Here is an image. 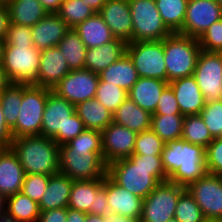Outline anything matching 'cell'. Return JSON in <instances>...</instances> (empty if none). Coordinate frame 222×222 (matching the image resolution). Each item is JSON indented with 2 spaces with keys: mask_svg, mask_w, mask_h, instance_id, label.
I'll list each match as a JSON object with an SVG mask.
<instances>
[{
  "mask_svg": "<svg viewBox=\"0 0 222 222\" xmlns=\"http://www.w3.org/2000/svg\"><path fill=\"white\" fill-rule=\"evenodd\" d=\"M107 203V175L103 178V186L96 192L94 208H90L88 214L104 216L109 213Z\"/></svg>",
  "mask_w": 222,
  "mask_h": 222,
  "instance_id": "c3c4849f",
  "label": "cell"
},
{
  "mask_svg": "<svg viewBox=\"0 0 222 222\" xmlns=\"http://www.w3.org/2000/svg\"><path fill=\"white\" fill-rule=\"evenodd\" d=\"M50 175L25 174L21 192L39 204L43 193L47 189Z\"/></svg>",
  "mask_w": 222,
  "mask_h": 222,
  "instance_id": "7bdbcfd3",
  "label": "cell"
},
{
  "mask_svg": "<svg viewBox=\"0 0 222 222\" xmlns=\"http://www.w3.org/2000/svg\"><path fill=\"white\" fill-rule=\"evenodd\" d=\"M169 85L167 81L156 78L139 77L128 91V97L142 109L154 114L163 90Z\"/></svg>",
  "mask_w": 222,
  "mask_h": 222,
  "instance_id": "cb8c5ba5",
  "label": "cell"
},
{
  "mask_svg": "<svg viewBox=\"0 0 222 222\" xmlns=\"http://www.w3.org/2000/svg\"><path fill=\"white\" fill-rule=\"evenodd\" d=\"M70 70L84 69L87 48L78 33L70 28L57 44Z\"/></svg>",
  "mask_w": 222,
  "mask_h": 222,
  "instance_id": "1f68e13d",
  "label": "cell"
},
{
  "mask_svg": "<svg viewBox=\"0 0 222 222\" xmlns=\"http://www.w3.org/2000/svg\"><path fill=\"white\" fill-rule=\"evenodd\" d=\"M183 116L198 115L205 106L203 94L193 76L169 82Z\"/></svg>",
  "mask_w": 222,
  "mask_h": 222,
  "instance_id": "7402d4cb",
  "label": "cell"
},
{
  "mask_svg": "<svg viewBox=\"0 0 222 222\" xmlns=\"http://www.w3.org/2000/svg\"><path fill=\"white\" fill-rule=\"evenodd\" d=\"M10 23L34 26L48 13L38 0H7Z\"/></svg>",
  "mask_w": 222,
  "mask_h": 222,
  "instance_id": "f1b7e54d",
  "label": "cell"
},
{
  "mask_svg": "<svg viewBox=\"0 0 222 222\" xmlns=\"http://www.w3.org/2000/svg\"><path fill=\"white\" fill-rule=\"evenodd\" d=\"M73 29L78 33L87 49L102 46L115 39L99 13H95Z\"/></svg>",
  "mask_w": 222,
  "mask_h": 222,
  "instance_id": "4316f807",
  "label": "cell"
},
{
  "mask_svg": "<svg viewBox=\"0 0 222 222\" xmlns=\"http://www.w3.org/2000/svg\"><path fill=\"white\" fill-rule=\"evenodd\" d=\"M70 71L66 59L57 46L42 50L40 52L37 86L52 89Z\"/></svg>",
  "mask_w": 222,
  "mask_h": 222,
  "instance_id": "ac0fdd59",
  "label": "cell"
},
{
  "mask_svg": "<svg viewBox=\"0 0 222 222\" xmlns=\"http://www.w3.org/2000/svg\"><path fill=\"white\" fill-rule=\"evenodd\" d=\"M96 12L82 0H63L57 14L69 28L76 27Z\"/></svg>",
  "mask_w": 222,
  "mask_h": 222,
  "instance_id": "74e56055",
  "label": "cell"
},
{
  "mask_svg": "<svg viewBox=\"0 0 222 222\" xmlns=\"http://www.w3.org/2000/svg\"><path fill=\"white\" fill-rule=\"evenodd\" d=\"M6 213V197L0 194V216Z\"/></svg>",
  "mask_w": 222,
  "mask_h": 222,
  "instance_id": "91938a15",
  "label": "cell"
},
{
  "mask_svg": "<svg viewBox=\"0 0 222 222\" xmlns=\"http://www.w3.org/2000/svg\"><path fill=\"white\" fill-rule=\"evenodd\" d=\"M87 3V6H90L92 10L96 13H99L102 6L106 3L107 0H82Z\"/></svg>",
  "mask_w": 222,
  "mask_h": 222,
  "instance_id": "9f6ffc18",
  "label": "cell"
},
{
  "mask_svg": "<svg viewBox=\"0 0 222 222\" xmlns=\"http://www.w3.org/2000/svg\"><path fill=\"white\" fill-rule=\"evenodd\" d=\"M107 222H141L140 218H129L115 213H107Z\"/></svg>",
  "mask_w": 222,
  "mask_h": 222,
  "instance_id": "11a10c76",
  "label": "cell"
},
{
  "mask_svg": "<svg viewBox=\"0 0 222 222\" xmlns=\"http://www.w3.org/2000/svg\"><path fill=\"white\" fill-rule=\"evenodd\" d=\"M144 199L116 184L107 175V203L111 213L141 218Z\"/></svg>",
  "mask_w": 222,
  "mask_h": 222,
  "instance_id": "ffe728a7",
  "label": "cell"
},
{
  "mask_svg": "<svg viewBox=\"0 0 222 222\" xmlns=\"http://www.w3.org/2000/svg\"><path fill=\"white\" fill-rule=\"evenodd\" d=\"M151 116L152 114L127 97L113 113V122L138 134L151 129Z\"/></svg>",
  "mask_w": 222,
  "mask_h": 222,
  "instance_id": "484cf974",
  "label": "cell"
},
{
  "mask_svg": "<svg viewBox=\"0 0 222 222\" xmlns=\"http://www.w3.org/2000/svg\"><path fill=\"white\" fill-rule=\"evenodd\" d=\"M85 129L83 121L75 113V105L51 90L44 108L41 135L52 138L61 146Z\"/></svg>",
  "mask_w": 222,
  "mask_h": 222,
  "instance_id": "5b68a950",
  "label": "cell"
},
{
  "mask_svg": "<svg viewBox=\"0 0 222 222\" xmlns=\"http://www.w3.org/2000/svg\"><path fill=\"white\" fill-rule=\"evenodd\" d=\"M25 172L12 148L0 149V194L8 197L21 192Z\"/></svg>",
  "mask_w": 222,
  "mask_h": 222,
  "instance_id": "44dd1931",
  "label": "cell"
},
{
  "mask_svg": "<svg viewBox=\"0 0 222 222\" xmlns=\"http://www.w3.org/2000/svg\"><path fill=\"white\" fill-rule=\"evenodd\" d=\"M11 148L25 174L59 173V145L52 138L42 135L13 138Z\"/></svg>",
  "mask_w": 222,
  "mask_h": 222,
  "instance_id": "277c9868",
  "label": "cell"
},
{
  "mask_svg": "<svg viewBox=\"0 0 222 222\" xmlns=\"http://www.w3.org/2000/svg\"><path fill=\"white\" fill-rule=\"evenodd\" d=\"M0 222H21V221L16 220L6 212L4 215L0 216Z\"/></svg>",
  "mask_w": 222,
  "mask_h": 222,
  "instance_id": "94428289",
  "label": "cell"
},
{
  "mask_svg": "<svg viewBox=\"0 0 222 222\" xmlns=\"http://www.w3.org/2000/svg\"><path fill=\"white\" fill-rule=\"evenodd\" d=\"M87 213L67 207V222H86Z\"/></svg>",
  "mask_w": 222,
  "mask_h": 222,
  "instance_id": "f5cc1de1",
  "label": "cell"
},
{
  "mask_svg": "<svg viewBox=\"0 0 222 222\" xmlns=\"http://www.w3.org/2000/svg\"><path fill=\"white\" fill-rule=\"evenodd\" d=\"M133 42L161 41L172 32L164 24L155 0H128Z\"/></svg>",
  "mask_w": 222,
  "mask_h": 222,
  "instance_id": "9c48e42d",
  "label": "cell"
},
{
  "mask_svg": "<svg viewBox=\"0 0 222 222\" xmlns=\"http://www.w3.org/2000/svg\"><path fill=\"white\" fill-rule=\"evenodd\" d=\"M201 50L222 53V19L214 22L199 38Z\"/></svg>",
  "mask_w": 222,
  "mask_h": 222,
  "instance_id": "ee69618b",
  "label": "cell"
},
{
  "mask_svg": "<svg viewBox=\"0 0 222 222\" xmlns=\"http://www.w3.org/2000/svg\"><path fill=\"white\" fill-rule=\"evenodd\" d=\"M154 114H181L179 104L170 85L163 90Z\"/></svg>",
  "mask_w": 222,
  "mask_h": 222,
  "instance_id": "7dc6e473",
  "label": "cell"
},
{
  "mask_svg": "<svg viewBox=\"0 0 222 222\" xmlns=\"http://www.w3.org/2000/svg\"><path fill=\"white\" fill-rule=\"evenodd\" d=\"M10 84L2 67H0V94Z\"/></svg>",
  "mask_w": 222,
  "mask_h": 222,
  "instance_id": "680465c9",
  "label": "cell"
},
{
  "mask_svg": "<svg viewBox=\"0 0 222 222\" xmlns=\"http://www.w3.org/2000/svg\"><path fill=\"white\" fill-rule=\"evenodd\" d=\"M99 14L115 38L133 42V24L128 0H107Z\"/></svg>",
  "mask_w": 222,
  "mask_h": 222,
  "instance_id": "e0dca14e",
  "label": "cell"
},
{
  "mask_svg": "<svg viewBox=\"0 0 222 222\" xmlns=\"http://www.w3.org/2000/svg\"><path fill=\"white\" fill-rule=\"evenodd\" d=\"M201 51L198 38L172 33L163 39L167 82L193 76Z\"/></svg>",
  "mask_w": 222,
  "mask_h": 222,
  "instance_id": "8992f818",
  "label": "cell"
},
{
  "mask_svg": "<svg viewBox=\"0 0 222 222\" xmlns=\"http://www.w3.org/2000/svg\"><path fill=\"white\" fill-rule=\"evenodd\" d=\"M127 97L128 92L125 89L99 80L95 98L110 112L114 113Z\"/></svg>",
  "mask_w": 222,
  "mask_h": 222,
  "instance_id": "f35d334b",
  "label": "cell"
},
{
  "mask_svg": "<svg viewBox=\"0 0 222 222\" xmlns=\"http://www.w3.org/2000/svg\"><path fill=\"white\" fill-rule=\"evenodd\" d=\"M13 141L11 129L7 126L0 105V149L10 148Z\"/></svg>",
  "mask_w": 222,
  "mask_h": 222,
  "instance_id": "f907efd6",
  "label": "cell"
},
{
  "mask_svg": "<svg viewBox=\"0 0 222 222\" xmlns=\"http://www.w3.org/2000/svg\"><path fill=\"white\" fill-rule=\"evenodd\" d=\"M107 175L119 186L145 199L159 183L168 181L162 156L132 154L107 165Z\"/></svg>",
  "mask_w": 222,
  "mask_h": 222,
  "instance_id": "7a4b0ae2",
  "label": "cell"
},
{
  "mask_svg": "<svg viewBox=\"0 0 222 222\" xmlns=\"http://www.w3.org/2000/svg\"><path fill=\"white\" fill-rule=\"evenodd\" d=\"M182 114H152L151 129L165 142L181 138L183 121Z\"/></svg>",
  "mask_w": 222,
  "mask_h": 222,
  "instance_id": "e575fe53",
  "label": "cell"
},
{
  "mask_svg": "<svg viewBox=\"0 0 222 222\" xmlns=\"http://www.w3.org/2000/svg\"><path fill=\"white\" fill-rule=\"evenodd\" d=\"M73 180L60 172L49 176L46 191L39 202L40 211L68 207Z\"/></svg>",
  "mask_w": 222,
  "mask_h": 222,
  "instance_id": "d4e9b609",
  "label": "cell"
},
{
  "mask_svg": "<svg viewBox=\"0 0 222 222\" xmlns=\"http://www.w3.org/2000/svg\"><path fill=\"white\" fill-rule=\"evenodd\" d=\"M137 133L125 126L112 122L102 131L104 162L109 163L130 157L134 151Z\"/></svg>",
  "mask_w": 222,
  "mask_h": 222,
  "instance_id": "2e32d148",
  "label": "cell"
},
{
  "mask_svg": "<svg viewBox=\"0 0 222 222\" xmlns=\"http://www.w3.org/2000/svg\"><path fill=\"white\" fill-rule=\"evenodd\" d=\"M4 40H0V67H2V62H3V50H4Z\"/></svg>",
  "mask_w": 222,
  "mask_h": 222,
  "instance_id": "6125c7cd",
  "label": "cell"
},
{
  "mask_svg": "<svg viewBox=\"0 0 222 222\" xmlns=\"http://www.w3.org/2000/svg\"><path fill=\"white\" fill-rule=\"evenodd\" d=\"M186 190L200 207L207 221H222V176L206 173Z\"/></svg>",
  "mask_w": 222,
  "mask_h": 222,
  "instance_id": "7c38bea8",
  "label": "cell"
},
{
  "mask_svg": "<svg viewBox=\"0 0 222 222\" xmlns=\"http://www.w3.org/2000/svg\"><path fill=\"white\" fill-rule=\"evenodd\" d=\"M24 84H9L0 94V105L7 126L12 129L16 125L20 112Z\"/></svg>",
  "mask_w": 222,
  "mask_h": 222,
  "instance_id": "d590c367",
  "label": "cell"
},
{
  "mask_svg": "<svg viewBox=\"0 0 222 222\" xmlns=\"http://www.w3.org/2000/svg\"><path fill=\"white\" fill-rule=\"evenodd\" d=\"M206 148L180 138L165 143L162 165L169 182L187 187L206 173Z\"/></svg>",
  "mask_w": 222,
  "mask_h": 222,
  "instance_id": "3957f363",
  "label": "cell"
},
{
  "mask_svg": "<svg viewBox=\"0 0 222 222\" xmlns=\"http://www.w3.org/2000/svg\"><path fill=\"white\" fill-rule=\"evenodd\" d=\"M69 29L57 13H48L31 27L33 46L39 51L55 47Z\"/></svg>",
  "mask_w": 222,
  "mask_h": 222,
  "instance_id": "d6986e66",
  "label": "cell"
},
{
  "mask_svg": "<svg viewBox=\"0 0 222 222\" xmlns=\"http://www.w3.org/2000/svg\"><path fill=\"white\" fill-rule=\"evenodd\" d=\"M200 116L213 138L222 137V100L205 103Z\"/></svg>",
  "mask_w": 222,
  "mask_h": 222,
  "instance_id": "b9f144b4",
  "label": "cell"
},
{
  "mask_svg": "<svg viewBox=\"0 0 222 222\" xmlns=\"http://www.w3.org/2000/svg\"><path fill=\"white\" fill-rule=\"evenodd\" d=\"M59 172L73 181L103 179L102 132L85 129L76 138L59 146Z\"/></svg>",
  "mask_w": 222,
  "mask_h": 222,
  "instance_id": "6da1fadb",
  "label": "cell"
},
{
  "mask_svg": "<svg viewBox=\"0 0 222 222\" xmlns=\"http://www.w3.org/2000/svg\"><path fill=\"white\" fill-rule=\"evenodd\" d=\"M75 113L83 121L86 129L102 132L113 122V113L96 98L76 104Z\"/></svg>",
  "mask_w": 222,
  "mask_h": 222,
  "instance_id": "83f0119b",
  "label": "cell"
},
{
  "mask_svg": "<svg viewBox=\"0 0 222 222\" xmlns=\"http://www.w3.org/2000/svg\"><path fill=\"white\" fill-rule=\"evenodd\" d=\"M99 80V74L88 69L71 70L52 91L76 105L95 98Z\"/></svg>",
  "mask_w": 222,
  "mask_h": 222,
  "instance_id": "5bb4252c",
  "label": "cell"
},
{
  "mask_svg": "<svg viewBox=\"0 0 222 222\" xmlns=\"http://www.w3.org/2000/svg\"><path fill=\"white\" fill-rule=\"evenodd\" d=\"M189 0H155L156 7L166 27L178 33L184 24Z\"/></svg>",
  "mask_w": 222,
  "mask_h": 222,
  "instance_id": "836d02e7",
  "label": "cell"
},
{
  "mask_svg": "<svg viewBox=\"0 0 222 222\" xmlns=\"http://www.w3.org/2000/svg\"><path fill=\"white\" fill-rule=\"evenodd\" d=\"M181 138L191 144L201 145L204 148L214 139L200 114L185 116Z\"/></svg>",
  "mask_w": 222,
  "mask_h": 222,
  "instance_id": "8d00e7d4",
  "label": "cell"
},
{
  "mask_svg": "<svg viewBox=\"0 0 222 222\" xmlns=\"http://www.w3.org/2000/svg\"><path fill=\"white\" fill-rule=\"evenodd\" d=\"M185 190L169 181L159 183L143 201L141 222H168L174 217L178 199Z\"/></svg>",
  "mask_w": 222,
  "mask_h": 222,
  "instance_id": "30bf717a",
  "label": "cell"
},
{
  "mask_svg": "<svg viewBox=\"0 0 222 222\" xmlns=\"http://www.w3.org/2000/svg\"><path fill=\"white\" fill-rule=\"evenodd\" d=\"M193 77L206 103L222 100V53L201 50Z\"/></svg>",
  "mask_w": 222,
  "mask_h": 222,
  "instance_id": "4fadbf2b",
  "label": "cell"
},
{
  "mask_svg": "<svg viewBox=\"0 0 222 222\" xmlns=\"http://www.w3.org/2000/svg\"><path fill=\"white\" fill-rule=\"evenodd\" d=\"M205 165L208 173L222 176V137L214 138L206 147Z\"/></svg>",
  "mask_w": 222,
  "mask_h": 222,
  "instance_id": "f6af8a7d",
  "label": "cell"
},
{
  "mask_svg": "<svg viewBox=\"0 0 222 222\" xmlns=\"http://www.w3.org/2000/svg\"><path fill=\"white\" fill-rule=\"evenodd\" d=\"M103 186V179L73 181L68 208L88 212L94 208L96 192Z\"/></svg>",
  "mask_w": 222,
  "mask_h": 222,
  "instance_id": "4dcf8cb0",
  "label": "cell"
},
{
  "mask_svg": "<svg viewBox=\"0 0 222 222\" xmlns=\"http://www.w3.org/2000/svg\"><path fill=\"white\" fill-rule=\"evenodd\" d=\"M67 207L40 211L38 222H67Z\"/></svg>",
  "mask_w": 222,
  "mask_h": 222,
  "instance_id": "681fc988",
  "label": "cell"
},
{
  "mask_svg": "<svg viewBox=\"0 0 222 222\" xmlns=\"http://www.w3.org/2000/svg\"><path fill=\"white\" fill-rule=\"evenodd\" d=\"M4 43L5 45L33 46L31 27L9 23Z\"/></svg>",
  "mask_w": 222,
  "mask_h": 222,
  "instance_id": "bcb514c9",
  "label": "cell"
},
{
  "mask_svg": "<svg viewBox=\"0 0 222 222\" xmlns=\"http://www.w3.org/2000/svg\"><path fill=\"white\" fill-rule=\"evenodd\" d=\"M52 89L24 84L20 112L16 125L11 129L13 138L41 135L42 117L47 95Z\"/></svg>",
  "mask_w": 222,
  "mask_h": 222,
  "instance_id": "ba28073f",
  "label": "cell"
},
{
  "mask_svg": "<svg viewBox=\"0 0 222 222\" xmlns=\"http://www.w3.org/2000/svg\"><path fill=\"white\" fill-rule=\"evenodd\" d=\"M99 78L104 82L115 84L128 92L138 81L139 76L132 60L125 54L118 61L100 72Z\"/></svg>",
  "mask_w": 222,
  "mask_h": 222,
  "instance_id": "f546056e",
  "label": "cell"
},
{
  "mask_svg": "<svg viewBox=\"0 0 222 222\" xmlns=\"http://www.w3.org/2000/svg\"><path fill=\"white\" fill-rule=\"evenodd\" d=\"M10 23L9 11L5 2L0 5V40H4Z\"/></svg>",
  "mask_w": 222,
  "mask_h": 222,
  "instance_id": "816d5d0a",
  "label": "cell"
},
{
  "mask_svg": "<svg viewBox=\"0 0 222 222\" xmlns=\"http://www.w3.org/2000/svg\"><path fill=\"white\" fill-rule=\"evenodd\" d=\"M222 19V6L214 0H189L179 34L199 38L214 22Z\"/></svg>",
  "mask_w": 222,
  "mask_h": 222,
  "instance_id": "9a60e30c",
  "label": "cell"
},
{
  "mask_svg": "<svg viewBox=\"0 0 222 222\" xmlns=\"http://www.w3.org/2000/svg\"><path fill=\"white\" fill-rule=\"evenodd\" d=\"M165 142L152 130L137 134L133 154L146 156H162Z\"/></svg>",
  "mask_w": 222,
  "mask_h": 222,
  "instance_id": "60d3db41",
  "label": "cell"
},
{
  "mask_svg": "<svg viewBox=\"0 0 222 222\" xmlns=\"http://www.w3.org/2000/svg\"><path fill=\"white\" fill-rule=\"evenodd\" d=\"M6 212L21 222H38L39 204L22 192L6 197Z\"/></svg>",
  "mask_w": 222,
  "mask_h": 222,
  "instance_id": "d6a6232c",
  "label": "cell"
},
{
  "mask_svg": "<svg viewBox=\"0 0 222 222\" xmlns=\"http://www.w3.org/2000/svg\"><path fill=\"white\" fill-rule=\"evenodd\" d=\"M40 52L34 46H4L2 69L11 84L37 85Z\"/></svg>",
  "mask_w": 222,
  "mask_h": 222,
  "instance_id": "52a82bcc",
  "label": "cell"
},
{
  "mask_svg": "<svg viewBox=\"0 0 222 222\" xmlns=\"http://www.w3.org/2000/svg\"><path fill=\"white\" fill-rule=\"evenodd\" d=\"M214 1L222 6V0H214Z\"/></svg>",
  "mask_w": 222,
  "mask_h": 222,
  "instance_id": "e7e4bbea",
  "label": "cell"
},
{
  "mask_svg": "<svg viewBox=\"0 0 222 222\" xmlns=\"http://www.w3.org/2000/svg\"><path fill=\"white\" fill-rule=\"evenodd\" d=\"M174 217L178 222H207L200 207L187 190L178 199Z\"/></svg>",
  "mask_w": 222,
  "mask_h": 222,
  "instance_id": "ab89813d",
  "label": "cell"
},
{
  "mask_svg": "<svg viewBox=\"0 0 222 222\" xmlns=\"http://www.w3.org/2000/svg\"><path fill=\"white\" fill-rule=\"evenodd\" d=\"M168 222H178V220L175 217H173Z\"/></svg>",
  "mask_w": 222,
  "mask_h": 222,
  "instance_id": "be15d7a7",
  "label": "cell"
},
{
  "mask_svg": "<svg viewBox=\"0 0 222 222\" xmlns=\"http://www.w3.org/2000/svg\"><path fill=\"white\" fill-rule=\"evenodd\" d=\"M127 43L119 38L96 48H88L84 68L99 74L126 54Z\"/></svg>",
  "mask_w": 222,
  "mask_h": 222,
  "instance_id": "603a6c76",
  "label": "cell"
},
{
  "mask_svg": "<svg viewBox=\"0 0 222 222\" xmlns=\"http://www.w3.org/2000/svg\"><path fill=\"white\" fill-rule=\"evenodd\" d=\"M47 13H57L63 0H38Z\"/></svg>",
  "mask_w": 222,
  "mask_h": 222,
  "instance_id": "db71d44e",
  "label": "cell"
},
{
  "mask_svg": "<svg viewBox=\"0 0 222 222\" xmlns=\"http://www.w3.org/2000/svg\"><path fill=\"white\" fill-rule=\"evenodd\" d=\"M126 54L132 60L139 77L167 81L163 40L129 42L126 45Z\"/></svg>",
  "mask_w": 222,
  "mask_h": 222,
  "instance_id": "8fae6325",
  "label": "cell"
},
{
  "mask_svg": "<svg viewBox=\"0 0 222 222\" xmlns=\"http://www.w3.org/2000/svg\"><path fill=\"white\" fill-rule=\"evenodd\" d=\"M86 222H107V214L104 216H100L87 213Z\"/></svg>",
  "mask_w": 222,
  "mask_h": 222,
  "instance_id": "6f0895ef",
  "label": "cell"
}]
</instances>
